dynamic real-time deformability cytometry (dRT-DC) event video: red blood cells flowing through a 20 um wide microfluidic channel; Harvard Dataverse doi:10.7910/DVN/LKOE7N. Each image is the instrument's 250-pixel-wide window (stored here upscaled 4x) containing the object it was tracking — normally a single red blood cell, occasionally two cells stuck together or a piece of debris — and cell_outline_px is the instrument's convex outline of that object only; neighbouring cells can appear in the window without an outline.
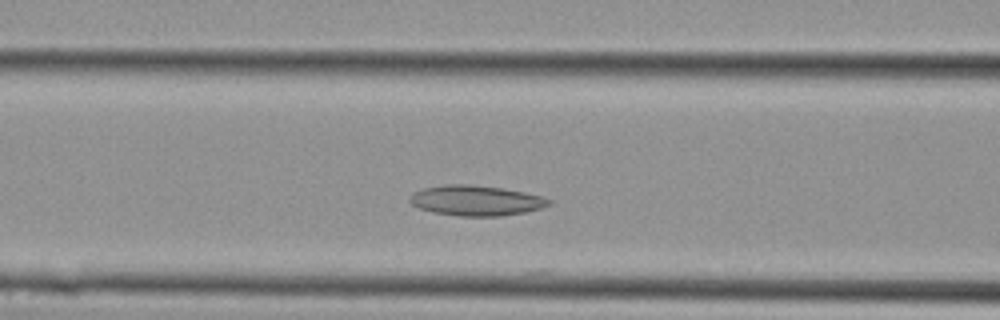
{"species": "Egyptian fruit bat (a non-hibernating species)", "species_latin": "Rousettus aegyptiacus", "temperature_condition": "cold", "stored_images_in_passage": 9, "camera_frame_rate_fps": 3000, "um_per_image_px": 0.085, "animal": {"sex": "female"}, "frame": {"image": 1, "passage_image": 4, "time_ms": 1.0, "image_size_px": [1000, 320], "cell_outline_px": [[552, 204], [544, 208], [524, 212], [500, 216], [460, 216], [432, 212], [420, 208], [412, 204], [408, 200], [416, 192], [424, 188], [448, 184], [468, 184], [500, 188], [524, 192], [544, 196], [552, 200]], "centroid_in_image_um": [40.53, 17.05], "position_along_channel_um": 126.1, "area_um2": 24.45}}
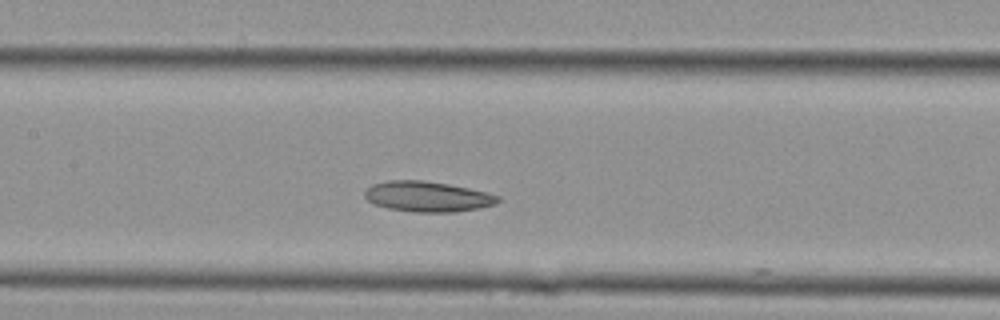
{"frame": {"image": 2, "passage_image": 6, "time_ms": 1.667, "image_size_px": [1000, 320], "cell_outline_px": [[500, 200], [496, 204], [480, 208], [456, 212], [416, 212], [388, 208], [376, 204], [368, 200], [364, 196], [364, 192], [372, 184], [388, 180], [424, 180], [448, 184], [488, 192], [500, 196]], "centroid_in_image_um": [36.37, 16.7], "position_along_channel_um": 171.0, "area_um2": 23.64}}
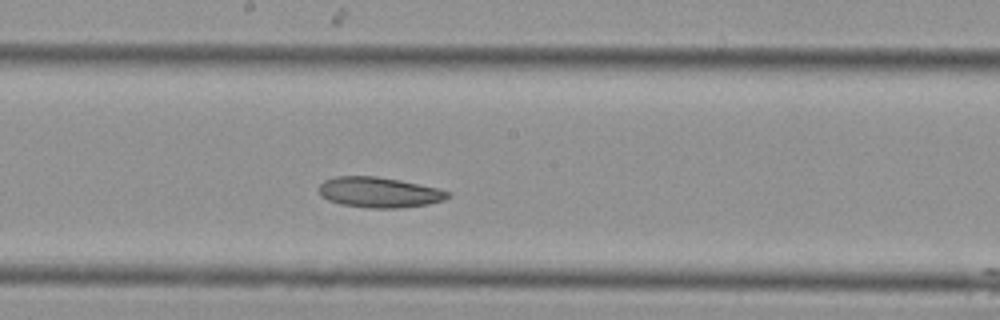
{"frame": {"image": 3, "passage_image": 8, "time_ms": 2.333, "image_size_px": [1000, 320], "cell_outline_px": [[452, 196], [444, 200], [428, 204], [400, 208], [368, 208], [340, 204], [328, 200], [320, 196], [320, 184], [324, 180], [336, 176], [376, 176], [400, 180], [436, 188], [452, 192]], "centroid_in_image_um": [32.24, 16.35], "position_along_channel_um": 216.0, "area_um2": 22.95}}